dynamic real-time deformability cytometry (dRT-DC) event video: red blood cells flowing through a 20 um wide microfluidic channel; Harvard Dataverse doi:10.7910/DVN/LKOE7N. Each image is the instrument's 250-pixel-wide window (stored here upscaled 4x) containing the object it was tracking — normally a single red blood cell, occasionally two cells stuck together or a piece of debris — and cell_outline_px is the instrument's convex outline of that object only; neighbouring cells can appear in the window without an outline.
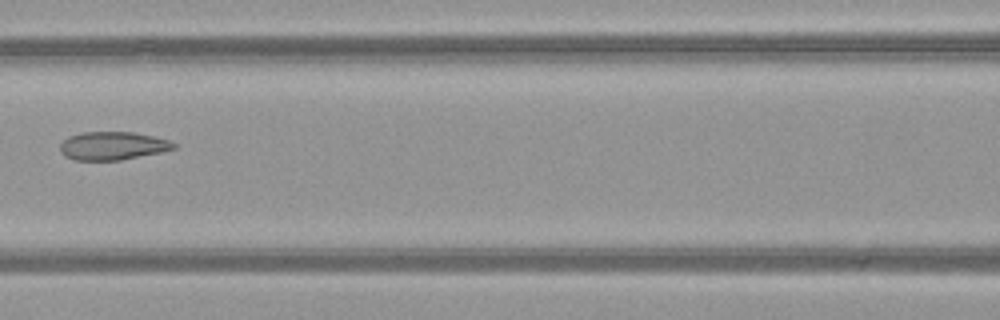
{"species": "common noctule bat (a hibernating species)", "species_latin": "Nyctalus noctula", "temperature_condition": "warm", "stored_images_in_passage": 4, "camera_frame_rate_fps": 3000, "um_per_image_px": 0.085, "animal": {"sex": "female", "body_mass_g": 21.9}, "frame": {"image": 1, "passage_image": 3, "time_ms": 0.667, "image_size_px": [1000, 320], "cell_outline_px": [[176, 148], [160, 152], [120, 160], [72, 160], [64, 156], [60, 152], [60, 144], [68, 136], [80, 132], [136, 132], [168, 140], [176, 144]], "centroid_in_image_um": [9.53, 12.39], "position_along_channel_um": 157.1, "area_um2": 18.73}}
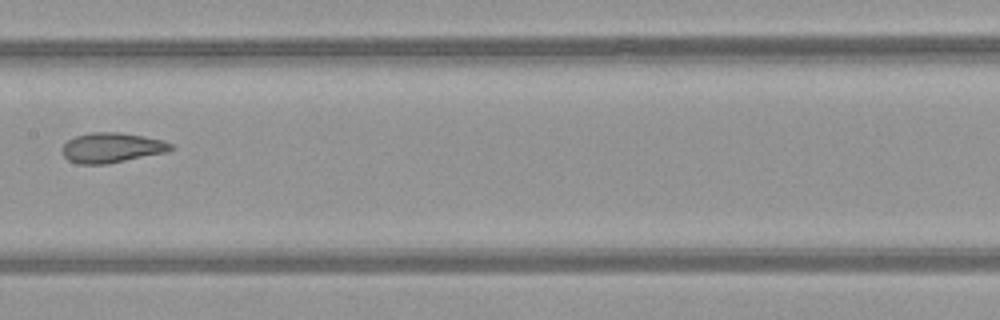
{"frame": {"image": 2, "passage_image": 4, "time_ms": 1.0, "image_size_px": [1000, 320], "cell_outline_px": [[176, 148], [168, 152], [108, 164], [76, 164], [68, 160], [64, 156], [64, 144], [68, 140], [76, 136], [92, 132], [120, 132], [144, 136], [164, 140], [172, 144]], "centroid_in_image_um": [9.56, 12.56], "position_along_channel_um": 197.8, "area_um2": 19.13}}